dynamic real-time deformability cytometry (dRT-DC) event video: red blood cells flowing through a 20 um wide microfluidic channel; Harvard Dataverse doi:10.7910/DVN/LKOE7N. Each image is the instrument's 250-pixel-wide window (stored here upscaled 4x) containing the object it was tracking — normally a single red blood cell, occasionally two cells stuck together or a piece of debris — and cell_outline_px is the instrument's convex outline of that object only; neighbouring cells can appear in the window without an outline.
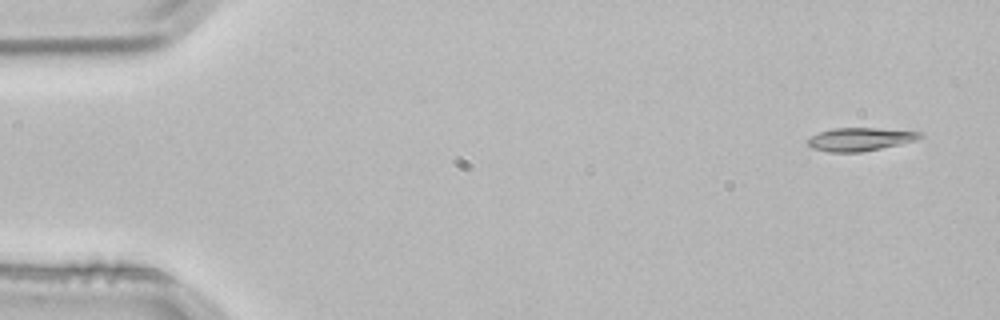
{"species": "common noctule bat (a hibernating species)", "species_latin": "Nyctalus noctula", "temperature_condition": "room temperature", "stored_images_in_passage": 3, "camera_frame_rate_fps": 3000, "um_per_image_px": 0.085, "animal": {"sex": "male", "body_mass_g": 21.5, "forearm_length_mm": 52.0}, "frame": {"image": 1, "passage_image": 1, "time_ms": 0.0, "image_size_px": [1000, 320], "cell_outline_px": [[924, 136], [916, 140], [900, 144], [860, 152], [828, 152], [812, 148], [808, 144], [808, 140], [812, 136], [820, 132], [832, 128], [876, 128], [924, 132]], "centroid_in_image_um": [73.14, 11.83], "position_along_channel_um": 11.9, "area_um2": 15.09}}
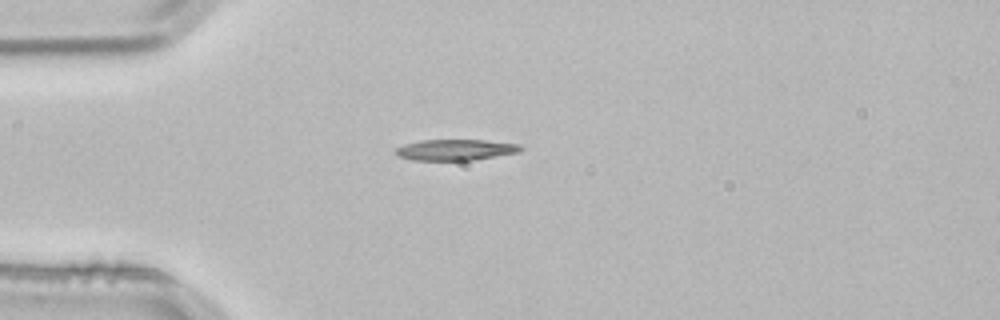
{"frame": {"image": 2, "passage_image": 3, "time_ms": 0.667, "image_size_px": [1000, 320], "cell_outline_px": [[524, 148], [520, 152], [472, 160], [412, 160], [400, 156], [396, 152], [396, 148], [404, 144], [424, 140], [484, 140], [520, 144]], "centroid_in_image_um": [38.77, 12.73], "position_along_channel_um": 46.2, "area_um2": 15.14}}